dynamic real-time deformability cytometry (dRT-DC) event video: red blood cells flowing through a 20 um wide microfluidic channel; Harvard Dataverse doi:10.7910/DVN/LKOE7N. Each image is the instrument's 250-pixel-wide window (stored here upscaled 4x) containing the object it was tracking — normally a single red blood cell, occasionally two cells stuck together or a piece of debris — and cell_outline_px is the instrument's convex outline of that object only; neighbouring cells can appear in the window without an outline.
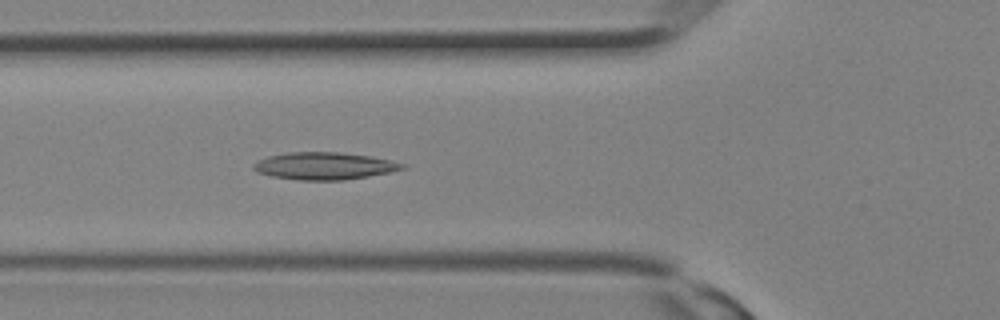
{"species": "Egyptian fruit bat (a non-hibernating species)", "species_latin": "Rousettus aegyptiacus", "temperature_condition": "room temperature", "stored_images_in_passage": 9, "camera_frame_rate_fps": 3000, "um_per_image_px": 0.085, "animal": {"sex": "female"}, "frame": {"image": 1, "passage_image": 9, "time_ms": 2.667, "image_size_px": [1000, 320], "cell_outline_px": [[408, 168], [368, 176], [340, 180], [296, 180], [272, 176], [256, 172], [252, 168], [252, 164], [268, 156], [288, 152], [336, 152], [372, 156], [404, 164]], "centroid_in_image_um": [27.53, 14.1], "position_along_channel_um": 98.3, "area_um2": 23.52}}